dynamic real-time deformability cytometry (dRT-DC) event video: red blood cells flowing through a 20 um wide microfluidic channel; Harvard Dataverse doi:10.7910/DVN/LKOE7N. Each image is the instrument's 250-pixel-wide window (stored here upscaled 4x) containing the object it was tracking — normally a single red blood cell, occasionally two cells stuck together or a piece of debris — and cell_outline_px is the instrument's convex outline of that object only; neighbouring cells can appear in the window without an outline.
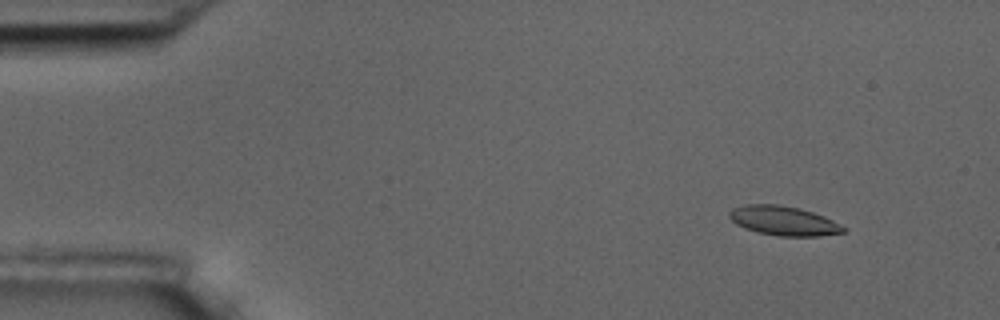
{"species": "common noctule bat (a hibernating species)", "species_latin": "Nyctalus noctula", "temperature_condition": "room temperature", "stored_images_in_passage": 3, "camera_frame_rate_fps": 3000, "um_per_image_px": 0.085, "animal": {"sex": "male", "body_mass_g": 17.5, "forearm_length_mm": 52.3}, "frame": {"image": 1, "passage_image": 1, "time_ms": 0.0, "image_size_px": [1000, 320], "cell_outline_px": [[848, 228], [844, 232], [820, 236], [780, 236], [756, 232], [736, 224], [728, 216], [728, 212], [732, 208], [744, 204], [780, 204], [800, 208], [824, 216]], "centroid_in_image_um": [66.6, 18.76], "position_along_channel_um": 18.4, "area_um2": 19.65}}